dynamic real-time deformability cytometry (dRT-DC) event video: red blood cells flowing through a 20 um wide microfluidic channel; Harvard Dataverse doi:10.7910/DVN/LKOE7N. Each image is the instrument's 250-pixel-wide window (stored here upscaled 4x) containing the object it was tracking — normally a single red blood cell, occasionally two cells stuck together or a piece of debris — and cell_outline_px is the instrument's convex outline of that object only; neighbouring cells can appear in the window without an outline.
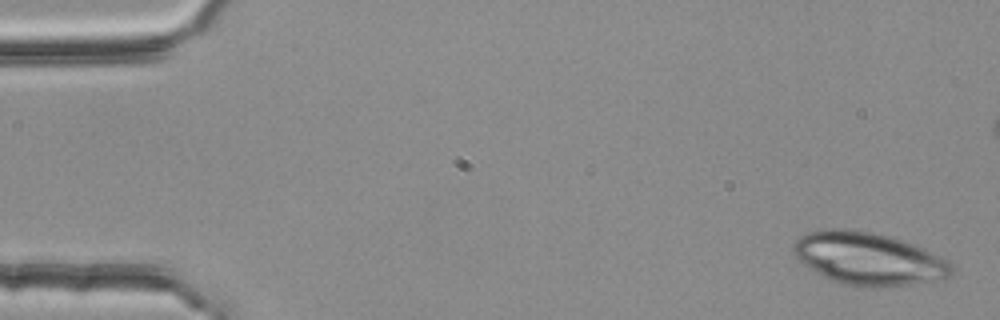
{"species": "common noctule bat (a hibernating species)", "species_latin": "Nyctalus noctula", "temperature_condition": "room temperature", "stored_images_in_passage": 5, "camera_frame_rate_fps": 3000, "um_per_image_px": 0.085, "animal": {"sex": "female", "body_mass_g": 25.1}, "frame": {"image": 1, "passage_image": 1, "time_ms": 0.0, "image_size_px": [1000, 320], "cell_outline_px": [[952, 272], [948, 280], [916, 284], [840, 284], [816, 272], [804, 264], [792, 252], [792, 244], [800, 236], [808, 232], [824, 228], [844, 228], [872, 232], [904, 240], [924, 248], [948, 260], [952, 264]], "centroid_in_image_um": [73.85, 21.94], "position_along_channel_um": 11.2, "area_um2": 48.03}}